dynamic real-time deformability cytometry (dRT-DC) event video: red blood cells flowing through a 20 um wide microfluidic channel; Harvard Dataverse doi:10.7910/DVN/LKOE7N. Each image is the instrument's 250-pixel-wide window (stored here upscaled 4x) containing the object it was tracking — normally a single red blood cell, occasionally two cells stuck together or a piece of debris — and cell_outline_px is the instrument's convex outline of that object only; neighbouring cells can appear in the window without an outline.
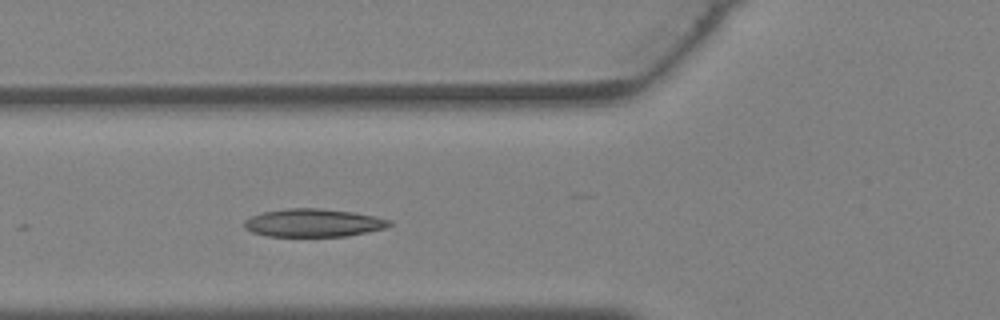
{"species": "Egyptian fruit bat (a non-hibernating species)", "species_latin": "Rousettus aegyptiacus", "temperature_condition": "warm", "stored_images_in_passage": 12, "camera_frame_rate_fps": 3000, "um_per_image_px": 0.085, "animal": {"sex": "female"}, "frame": {"image": 1, "passage_image": 5, "time_ms": 1.333, "image_size_px": [1000, 320], "cell_outline_px": [[396, 224], [388, 228], [348, 236], [268, 236], [252, 232], [244, 228], [244, 220], [252, 216], [264, 212], [288, 208], [316, 208], [352, 212], [376, 216], [392, 220]], "centroid_in_image_um": [26.71, 18.95], "position_along_channel_um": 99.1, "area_um2": 23.87}}
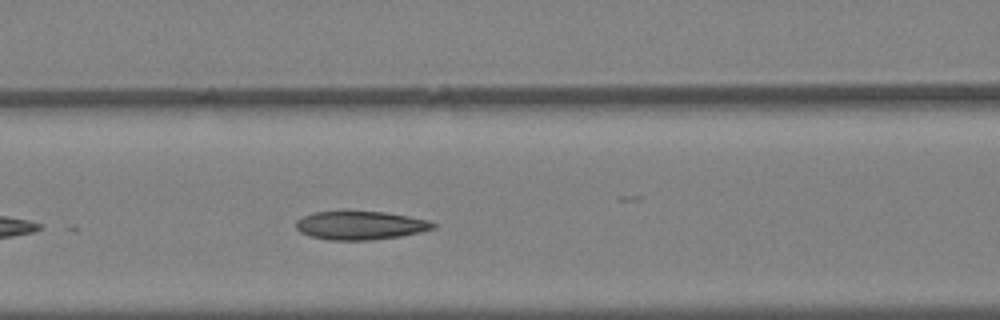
{"frame": {"image": 2, "passage_image": 7, "time_ms": 2.0, "image_size_px": [1000, 320], "cell_outline_px": [[436, 224], [432, 228], [420, 232], [400, 236], [368, 240], [332, 240], [312, 236], [300, 232], [296, 228], [296, 220], [312, 212], [384, 212], [408, 216], [428, 220]], "centroid_in_image_um": [30.61, 19.16], "position_along_channel_um": 136.0, "area_um2": 22.37}}
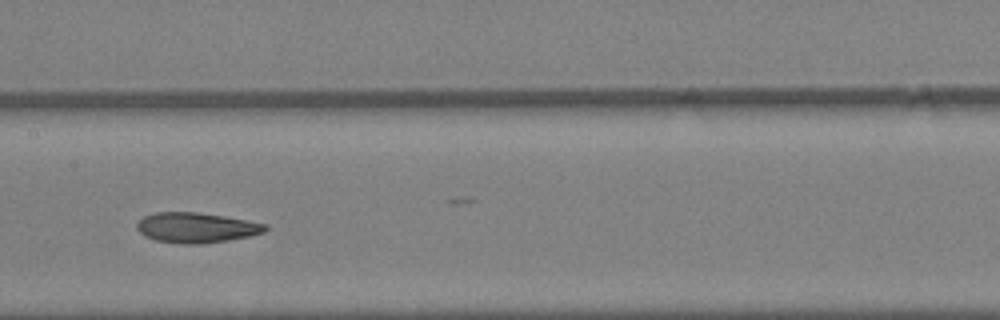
{"frame": {"image": 3, "passage_image": 10, "time_ms": 3.0, "image_size_px": [1000, 320], "cell_outline_px": [[268, 228], [264, 232], [252, 236], [228, 240], [200, 244], [180, 244], [156, 240], [144, 236], [136, 228], [136, 224], [144, 216], [156, 212], [196, 212], [224, 216], [268, 224]], "centroid_in_image_um": [16.69, 19.35], "position_along_channel_um": 190.7, "area_um2": 22.66}}